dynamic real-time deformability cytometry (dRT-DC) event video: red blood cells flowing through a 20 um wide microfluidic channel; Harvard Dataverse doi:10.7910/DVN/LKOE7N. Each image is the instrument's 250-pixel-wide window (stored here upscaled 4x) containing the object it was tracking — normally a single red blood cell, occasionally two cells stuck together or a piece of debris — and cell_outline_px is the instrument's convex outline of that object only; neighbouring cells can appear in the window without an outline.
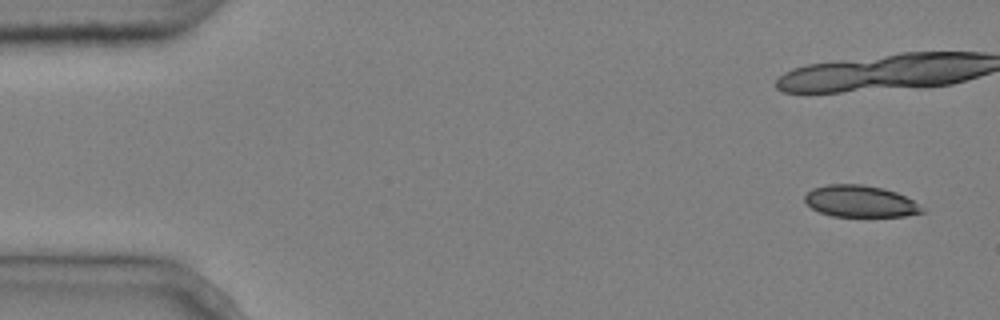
{"species": "common noctule bat (a hibernating species)", "species_latin": "Nyctalus noctula", "temperature_condition": "cold", "stored_images_in_passage": 9, "camera_frame_rate_fps": 3000, "um_per_image_px": 0.085, "animal": {"sex": "male", "body_mass_g": 20.4}, "frame": {"image": 1, "passage_image": 1, "time_ms": 0.0, "image_size_px": [1000, 320], "cell_outline_px": [[924, 212], [904, 216], [832, 216], [820, 212], [812, 208], [804, 200], [804, 196], [812, 188], [828, 184], [860, 184], [884, 188], [896, 192], [912, 200], [924, 208]], "centroid_in_image_um": [73.11, 17.1], "position_along_channel_um": 11.9, "area_um2": 21.56}}